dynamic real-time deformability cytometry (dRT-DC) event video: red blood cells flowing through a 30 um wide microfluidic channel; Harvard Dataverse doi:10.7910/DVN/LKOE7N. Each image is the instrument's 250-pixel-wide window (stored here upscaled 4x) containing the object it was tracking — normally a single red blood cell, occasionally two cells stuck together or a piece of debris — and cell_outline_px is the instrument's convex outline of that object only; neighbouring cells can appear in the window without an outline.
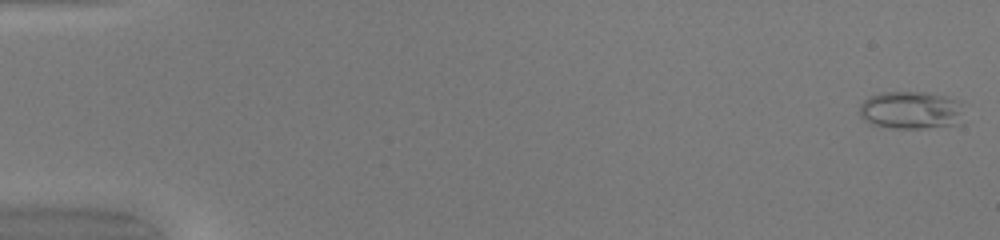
{"species": "common noctule bat (a hibernating species)", "species_latin": "Nyctalus noctula", "temperature_condition": "warm", "stored_images_in_passage": 50, "camera_frame_rate_fps": 3000, "um_per_image_px": 0.085, "animal": {"sex": "female", "body_mass_g": 20.0, "forearm_length_mm": 54.0}, "frame": {"image": 1, "passage_image": 1, "time_ms": 0.0, "image_size_px": [1000, 240], "cell_outline_px": [[960, 124], [924, 128], [892, 128], [872, 124], [864, 120], [860, 116], [860, 104], [868, 96], [880, 92], [924, 92], [944, 96], [956, 100]], "centroid_in_image_um": [77.31, 9.36], "position_along_channel_um": 7.7, "area_um2": 22.54}}
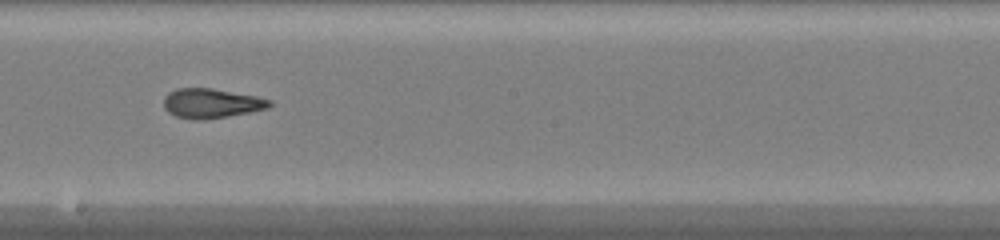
{"frame": {"image": 2, "passage_image": 29, "time_ms": 9.333, "image_size_px": [1000, 240], "cell_outline_px": [[272, 104], [268, 108], [228, 116], [200, 120], [192, 120], [176, 116], [168, 112], [164, 108], [164, 96], [168, 92], [176, 88], [212, 88], [256, 96], [272, 100]], "centroid_in_image_um": [17.94, 8.77], "position_along_channel_um": 230.3, "area_um2": 18.26}}
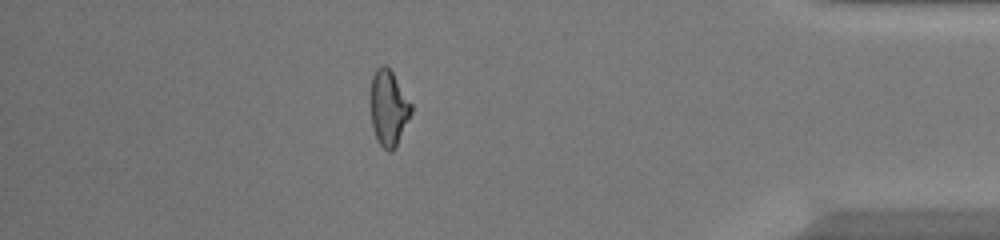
{"frame": {"image": 3, "passage_image": 44, "time_ms": 14.333, "image_size_px": [1000, 240], "cell_outline_px": [[412, 112], [396, 148], [392, 152], [388, 152], [376, 140], [372, 128], [368, 92], [372, 76], [376, 68], [380, 64], [384, 64], [392, 72], [412, 104]], "centroid_in_image_um": [32.98, 9.18], "position_along_channel_um": 402.2, "area_um2": 18.55}, "authors_computed_cell_mechanics": {"area_um2": 18.8139, "velocity_mm_per_s": 4.1908, "shape_relaxation_time_tau1_ms": null, "shape_relaxation_time_tau2_ms": 1.516, "deformation_change_tau1": null, "deformation_change_tau2": 0.0901}}